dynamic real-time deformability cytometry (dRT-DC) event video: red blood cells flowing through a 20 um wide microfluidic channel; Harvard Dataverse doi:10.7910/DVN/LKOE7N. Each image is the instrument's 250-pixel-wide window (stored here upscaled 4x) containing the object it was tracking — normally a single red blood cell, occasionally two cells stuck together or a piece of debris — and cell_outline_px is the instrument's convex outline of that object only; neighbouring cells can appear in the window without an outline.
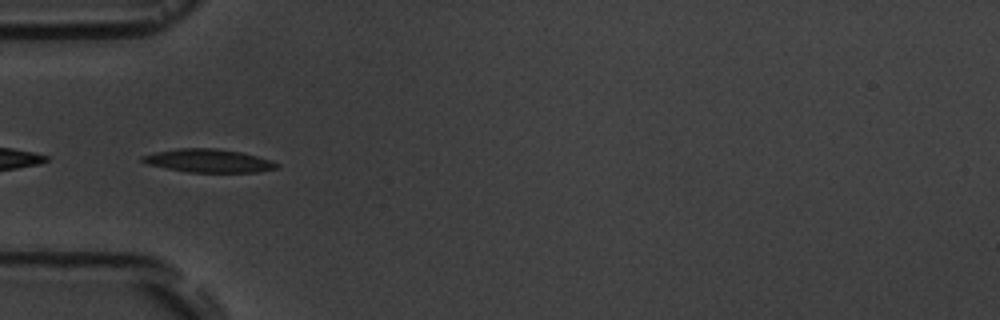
{"species": "common noctule bat (a hibernating species)", "species_latin": "Nyctalus noctula", "temperature_condition": "room temperature", "stored_images_in_passage": 4, "camera_frame_rate_fps": 3000, "um_per_image_px": 0.085, "animal": {"sex": "male", "body_mass_g": 19.5, "forearm_length_mm": 54.6}, "frame": {"image": 1, "passage_image": 2, "time_ms": 1.333, "image_size_px": [1000, 320], "cell_outline_px": [[280, 164], [276, 168], [260, 172], [188, 172], [148, 164], [140, 160], [140, 156], [156, 152], [180, 148], [216, 148], [240, 152], [272, 160]], "centroid_in_image_um": [17.74, 13.66], "position_along_channel_um": 67.3, "area_um2": 18.09}}
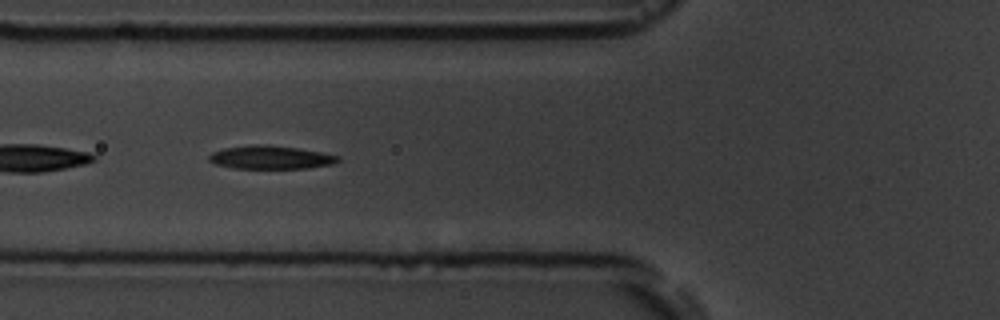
{"frame": {"image": 2, "passage_image": 3, "time_ms": 2.333, "image_size_px": [1000, 320], "cell_outline_px": [[340, 160], [332, 164], [308, 168], [232, 168], [216, 164], [208, 160], [208, 156], [212, 152], [224, 148], [252, 144], [268, 144], [324, 152], [340, 156]], "centroid_in_image_um": [23.01, 13.36], "position_along_channel_um": 102.8, "area_um2": 17.63}}